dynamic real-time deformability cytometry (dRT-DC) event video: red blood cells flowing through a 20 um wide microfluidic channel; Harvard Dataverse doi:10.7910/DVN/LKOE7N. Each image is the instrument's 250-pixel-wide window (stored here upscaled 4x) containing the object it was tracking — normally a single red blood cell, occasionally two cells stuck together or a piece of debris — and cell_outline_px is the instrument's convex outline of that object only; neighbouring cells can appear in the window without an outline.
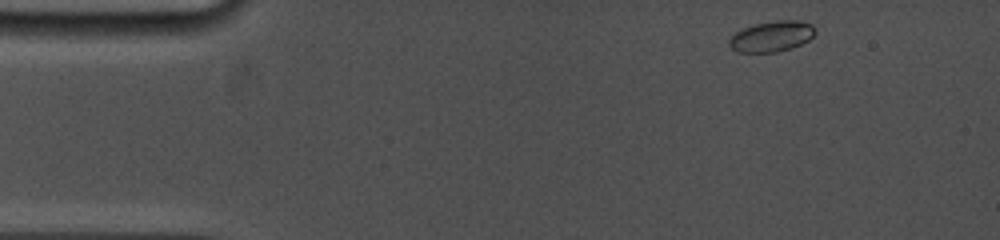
{"species": "common noctule bat (a hibernating species)", "species_latin": "Nyctalus noctula", "temperature_condition": "cold", "stored_images_in_passage": 28, "camera_frame_rate_fps": 5000, "um_per_image_px": 0.085, "animal": {"sex": "female", "body_mass_g": 19.0, "forearm_length_mm": 53.3}, "frame": {"image": 1, "passage_image": 1, "time_ms": 0.0, "image_size_px": [1000, 240], "cell_outline_px": [[816, 32], [808, 40], [792, 48], [776, 52], [736, 52], [728, 44], [728, 40], [736, 32], [744, 28], [756, 24], [776, 20], [800, 20], [812, 24], [816, 28]], "centroid_in_image_um": [65.61, 3.09], "position_along_channel_um": 19.4, "area_um2": 15.37}}
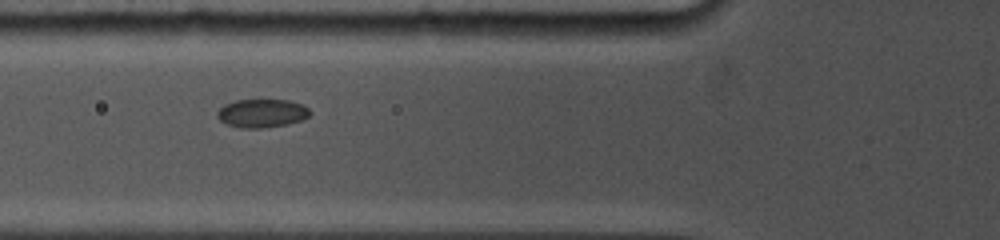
{"frame": {"image": 2, "passage_image": 24, "time_ms": 4.4, "image_size_px": [1000, 240], "cell_outline_px": [[312, 112], [308, 116], [300, 120], [288, 124], [260, 128], [240, 128], [228, 124], [220, 120], [216, 116], [216, 112], [224, 104], [236, 100], [288, 100], [304, 104]], "centroid_in_image_um": [22.26, 9.62], "position_along_channel_um": 103.5, "area_um2": 15.37}}
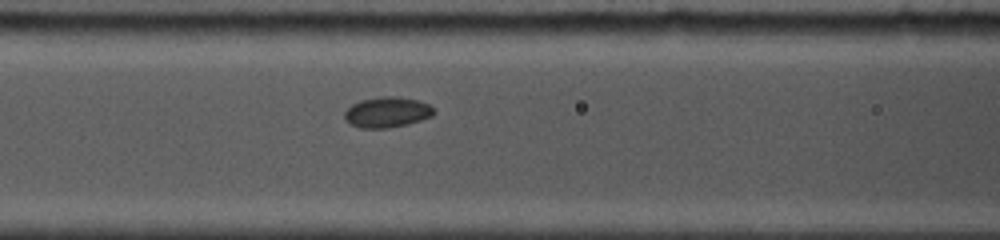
{"frame": {"image": 3, "passage_image": 28, "time_ms": 5.2, "image_size_px": [1000, 240], "cell_outline_px": [[436, 112], [432, 116], [408, 124], [388, 128], [360, 128], [348, 124], [344, 120], [344, 112], [352, 104], [360, 100], [380, 96], [396, 96], [416, 100], [428, 104]], "centroid_in_image_um": [32.86, 9.54], "position_along_channel_um": 133.7, "area_um2": 16.01}}